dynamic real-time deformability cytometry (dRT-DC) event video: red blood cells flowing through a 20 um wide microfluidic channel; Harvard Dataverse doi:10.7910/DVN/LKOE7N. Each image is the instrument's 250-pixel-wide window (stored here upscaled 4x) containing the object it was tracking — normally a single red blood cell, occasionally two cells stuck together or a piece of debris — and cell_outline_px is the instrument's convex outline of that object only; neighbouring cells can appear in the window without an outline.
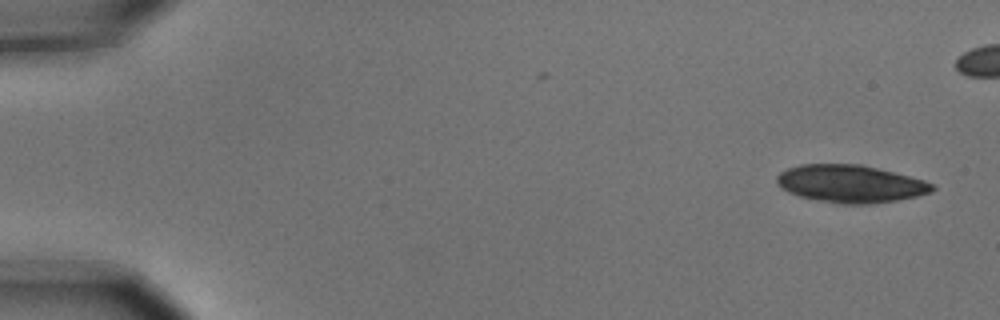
{"species": "common noctule bat (a hibernating species)", "species_latin": "Nyctalus noctula", "temperature_condition": "cold", "stored_images_in_passage": 6, "camera_frame_rate_fps": 3000, "um_per_image_px": 0.085, "animal": {"sex": "male", "body_mass_g": 15.6}, "frame": {"image": 1, "passage_image": 1, "time_ms": 0.0, "image_size_px": [1000, 320], "cell_outline_px": [[936, 188], [932, 192], [916, 196], [896, 200], [872, 204], [840, 204], [800, 196], [788, 192], [780, 188], [776, 184], [776, 176], [780, 172], [788, 168], [800, 164], [860, 164], [924, 180], [936, 184]], "centroid_in_image_um": [72.28, 15.62], "position_along_channel_um": 12.7, "area_um2": 34.04}}